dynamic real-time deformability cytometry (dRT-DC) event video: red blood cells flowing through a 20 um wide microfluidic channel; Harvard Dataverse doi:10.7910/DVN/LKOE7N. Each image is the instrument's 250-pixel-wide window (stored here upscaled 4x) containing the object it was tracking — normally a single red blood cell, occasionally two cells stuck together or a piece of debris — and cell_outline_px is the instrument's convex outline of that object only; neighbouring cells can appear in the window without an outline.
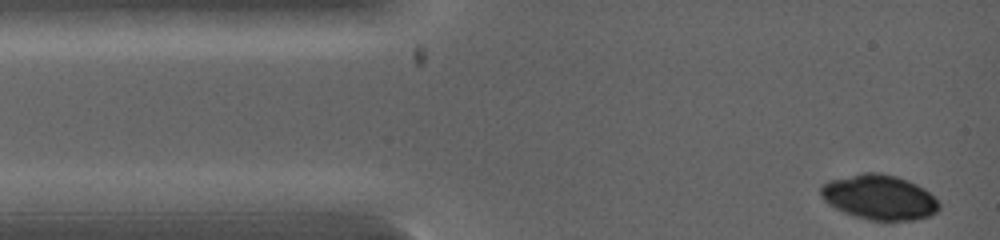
{"species": "common noctule bat (a hibernating species)", "species_latin": "Nyctalus noctula", "temperature_condition": "warm", "stored_images_in_passage": 5, "camera_frame_rate_fps": 5000, "um_per_image_px": 0.085, "animal": {"sex": "female", "body_mass_g": 19.0, "forearm_length_mm": 53.3}, "frame": {"image": 1, "passage_image": 1, "time_ms": 0.0, "image_size_px": [1000, 240], "cell_outline_px": [[940, 208], [936, 212], [928, 216], [912, 220], [872, 220], [856, 216], [844, 212], [828, 204], [820, 196], [820, 188], [828, 180], [864, 172], [880, 172], [896, 176], [908, 180], [924, 188], [940, 204]], "centroid_in_image_um": [74.72, 16.75], "position_along_channel_um": 10.3, "area_um2": 30.81}}